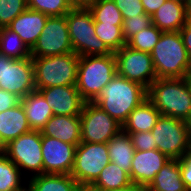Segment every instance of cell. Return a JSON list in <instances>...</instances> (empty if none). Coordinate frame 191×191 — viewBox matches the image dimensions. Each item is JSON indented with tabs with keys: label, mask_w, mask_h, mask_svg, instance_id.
<instances>
[{
	"label": "cell",
	"mask_w": 191,
	"mask_h": 191,
	"mask_svg": "<svg viewBox=\"0 0 191 191\" xmlns=\"http://www.w3.org/2000/svg\"><path fill=\"white\" fill-rule=\"evenodd\" d=\"M147 98L161 113L186 122L191 120V85L188 78H157Z\"/></svg>",
	"instance_id": "obj_1"
},
{
	"label": "cell",
	"mask_w": 191,
	"mask_h": 191,
	"mask_svg": "<svg viewBox=\"0 0 191 191\" xmlns=\"http://www.w3.org/2000/svg\"><path fill=\"white\" fill-rule=\"evenodd\" d=\"M146 98L147 89L144 86L117 74L94 102L123 125L130 112Z\"/></svg>",
	"instance_id": "obj_2"
},
{
	"label": "cell",
	"mask_w": 191,
	"mask_h": 191,
	"mask_svg": "<svg viewBox=\"0 0 191 191\" xmlns=\"http://www.w3.org/2000/svg\"><path fill=\"white\" fill-rule=\"evenodd\" d=\"M117 75L115 54L79 56L76 87L85 102H94Z\"/></svg>",
	"instance_id": "obj_3"
},
{
	"label": "cell",
	"mask_w": 191,
	"mask_h": 191,
	"mask_svg": "<svg viewBox=\"0 0 191 191\" xmlns=\"http://www.w3.org/2000/svg\"><path fill=\"white\" fill-rule=\"evenodd\" d=\"M157 78H187L191 63L179 31L162 32L150 53Z\"/></svg>",
	"instance_id": "obj_4"
},
{
	"label": "cell",
	"mask_w": 191,
	"mask_h": 191,
	"mask_svg": "<svg viewBox=\"0 0 191 191\" xmlns=\"http://www.w3.org/2000/svg\"><path fill=\"white\" fill-rule=\"evenodd\" d=\"M73 52L78 56L110 55L113 52L95 31L93 14L88 8L71 9L66 15Z\"/></svg>",
	"instance_id": "obj_5"
},
{
	"label": "cell",
	"mask_w": 191,
	"mask_h": 191,
	"mask_svg": "<svg viewBox=\"0 0 191 191\" xmlns=\"http://www.w3.org/2000/svg\"><path fill=\"white\" fill-rule=\"evenodd\" d=\"M35 88L76 85L79 56L75 53L32 58Z\"/></svg>",
	"instance_id": "obj_6"
},
{
	"label": "cell",
	"mask_w": 191,
	"mask_h": 191,
	"mask_svg": "<svg viewBox=\"0 0 191 191\" xmlns=\"http://www.w3.org/2000/svg\"><path fill=\"white\" fill-rule=\"evenodd\" d=\"M156 149L169 159H181L189 151V123L180 119L160 115L151 129Z\"/></svg>",
	"instance_id": "obj_7"
},
{
	"label": "cell",
	"mask_w": 191,
	"mask_h": 191,
	"mask_svg": "<svg viewBox=\"0 0 191 191\" xmlns=\"http://www.w3.org/2000/svg\"><path fill=\"white\" fill-rule=\"evenodd\" d=\"M41 147V131L31 130L11 140L1 151L20 171H30L33 173L30 177H34L43 174Z\"/></svg>",
	"instance_id": "obj_8"
},
{
	"label": "cell",
	"mask_w": 191,
	"mask_h": 191,
	"mask_svg": "<svg viewBox=\"0 0 191 191\" xmlns=\"http://www.w3.org/2000/svg\"><path fill=\"white\" fill-rule=\"evenodd\" d=\"M81 142L108 143L122 125L95 102H85L80 114Z\"/></svg>",
	"instance_id": "obj_9"
},
{
	"label": "cell",
	"mask_w": 191,
	"mask_h": 191,
	"mask_svg": "<svg viewBox=\"0 0 191 191\" xmlns=\"http://www.w3.org/2000/svg\"><path fill=\"white\" fill-rule=\"evenodd\" d=\"M0 89L20 99L36 90L32 57L12 59L0 53Z\"/></svg>",
	"instance_id": "obj_10"
},
{
	"label": "cell",
	"mask_w": 191,
	"mask_h": 191,
	"mask_svg": "<svg viewBox=\"0 0 191 191\" xmlns=\"http://www.w3.org/2000/svg\"><path fill=\"white\" fill-rule=\"evenodd\" d=\"M110 161L107 143L80 142L70 175L76 182L93 183Z\"/></svg>",
	"instance_id": "obj_11"
},
{
	"label": "cell",
	"mask_w": 191,
	"mask_h": 191,
	"mask_svg": "<svg viewBox=\"0 0 191 191\" xmlns=\"http://www.w3.org/2000/svg\"><path fill=\"white\" fill-rule=\"evenodd\" d=\"M74 53L65 16L48 17L42 34L31 49L32 58Z\"/></svg>",
	"instance_id": "obj_12"
},
{
	"label": "cell",
	"mask_w": 191,
	"mask_h": 191,
	"mask_svg": "<svg viewBox=\"0 0 191 191\" xmlns=\"http://www.w3.org/2000/svg\"><path fill=\"white\" fill-rule=\"evenodd\" d=\"M114 54L119 76L139 83L146 89L157 79L150 53L137 51L125 45Z\"/></svg>",
	"instance_id": "obj_13"
},
{
	"label": "cell",
	"mask_w": 191,
	"mask_h": 191,
	"mask_svg": "<svg viewBox=\"0 0 191 191\" xmlns=\"http://www.w3.org/2000/svg\"><path fill=\"white\" fill-rule=\"evenodd\" d=\"M41 143L43 174L70 175L77 146L42 134Z\"/></svg>",
	"instance_id": "obj_14"
},
{
	"label": "cell",
	"mask_w": 191,
	"mask_h": 191,
	"mask_svg": "<svg viewBox=\"0 0 191 191\" xmlns=\"http://www.w3.org/2000/svg\"><path fill=\"white\" fill-rule=\"evenodd\" d=\"M53 115L75 116L80 115L85 101L80 96L76 85L56 86L38 89Z\"/></svg>",
	"instance_id": "obj_15"
},
{
	"label": "cell",
	"mask_w": 191,
	"mask_h": 191,
	"mask_svg": "<svg viewBox=\"0 0 191 191\" xmlns=\"http://www.w3.org/2000/svg\"><path fill=\"white\" fill-rule=\"evenodd\" d=\"M168 160L170 159L158 149L135 150L129 174L132 184L138 187H148Z\"/></svg>",
	"instance_id": "obj_16"
},
{
	"label": "cell",
	"mask_w": 191,
	"mask_h": 191,
	"mask_svg": "<svg viewBox=\"0 0 191 191\" xmlns=\"http://www.w3.org/2000/svg\"><path fill=\"white\" fill-rule=\"evenodd\" d=\"M48 17L46 14L27 8L8 25V28L14 31L31 50L42 34Z\"/></svg>",
	"instance_id": "obj_17"
},
{
	"label": "cell",
	"mask_w": 191,
	"mask_h": 191,
	"mask_svg": "<svg viewBox=\"0 0 191 191\" xmlns=\"http://www.w3.org/2000/svg\"><path fill=\"white\" fill-rule=\"evenodd\" d=\"M80 115H53L41 130V134L77 146L81 142Z\"/></svg>",
	"instance_id": "obj_18"
},
{
	"label": "cell",
	"mask_w": 191,
	"mask_h": 191,
	"mask_svg": "<svg viewBox=\"0 0 191 191\" xmlns=\"http://www.w3.org/2000/svg\"><path fill=\"white\" fill-rule=\"evenodd\" d=\"M31 131L21 102L0 112V150L11 140Z\"/></svg>",
	"instance_id": "obj_19"
},
{
	"label": "cell",
	"mask_w": 191,
	"mask_h": 191,
	"mask_svg": "<svg viewBox=\"0 0 191 191\" xmlns=\"http://www.w3.org/2000/svg\"><path fill=\"white\" fill-rule=\"evenodd\" d=\"M151 18L152 24L162 32L180 31L189 20L186 14V6L171 0H166Z\"/></svg>",
	"instance_id": "obj_20"
},
{
	"label": "cell",
	"mask_w": 191,
	"mask_h": 191,
	"mask_svg": "<svg viewBox=\"0 0 191 191\" xmlns=\"http://www.w3.org/2000/svg\"><path fill=\"white\" fill-rule=\"evenodd\" d=\"M31 130L41 131L47 121L53 116V110L43 95L34 90L20 100Z\"/></svg>",
	"instance_id": "obj_21"
},
{
	"label": "cell",
	"mask_w": 191,
	"mask_h": 191,
	"mask_svg": "<svg viewBox=\"0 0 191 191\" xmlns=\"http://www.w3.org/2000/svg\"><path fill=\"white\" fill-rule=\"evenodd\" d=\"M160 115L161 113L146 98L130 112L127 120L122 125V130L126 133L151 131Z\"/></svg>",
	"instance_id": "obj_22"
},
{
	"label": "cell",
	"mask_w": 191,
	"mask_h": 191,
	"mask_svg": "<svg viewBox=\"0 0 191 191\" xmlns=\"http://www.w3.org/2000/svg\"><path fill=\"white\" fill-rule=\"evenodd\" d=\"M148 188L151 191H189L181 177L179 159L168 160Z\"/></svg>",
	"instance_id": "obj_23"
},
{
	"label": "cell",
	"mask_w": 191,
	"mask_h": 191,
	"mask_svg": "<svg viewBox=\"0 0 191 191\" xmlns=\"http://www.w3.org/2000/svg\"><path fill=\"white\" fill-rule=\"evenodd\" d=\"M107 147L111 162L130 174L135 149L129 134L121 129L108 141Z\"/></svg>",
	"instance_id": "obj_24"
},
{
	"label": "cell",
	"mask_w": 191,
	"mask_h": 191,
	"mask_svg": "<svg viewBox=\"0 0 191 191\" xmlns=\"http://www.w3.org/2000/svg\"><path fill=\"white\" fill-rule=\"evenodd\" d=\"M26 191H74L76 180L67 174H41L31 177Z\"/></svg>",
	"instance_id": "obj_25"
},
{
	"label": "cell",
	"mask_w": 191,
	"mask_h": 191,
	"mask_svg": "<svg viewBox=\"0 0 191 191\" xmlns=\"http://www.w3.org/2000/svg\"><path fill=\"white\" fill-rule=\"evenodd\" d=\"M93 183L102 191H107L128 187L132 184V181L128 172L110 161Z\"/></svg>",
	"instance_id": "obj_26"
},
{
	"label": "cell",
	"mask_w": 191,
	"mask_h": 191,
	"mask_svg": "<svg viewBox=\"0 0 191 191\" xmlns=\"http://www.w3.org/2000/svg\"><path fill=\"white\" fill-rule=\"evenodd\" d=\"M0 53L12 59L31 57V50L21 38L8 27L0 28Z\"/></svg>",
	"instance_id": "obj_27"
},
{
	"label": "cell",
	"mask_w": 191,
	"mask_h": 191,
	"mask_svg": "<svg viewBox=\"0 0 191 191\" xmlns=\"http://www.w3.org/2000/svg\"><path fill=\"white\" fill-rule=\"evenodd\" d=\"M22 183V172L0 150V191H26Z\"/></svg>",
	"instance_id": "obj_28"
},
{
	"label": "cell",
	"mask_w": 191,
	"mask_h": 191,
	"mask_svg": "<svg viewBox=\"0 0 191 191\" xmlns=\"http://www.w3.org/2000/svg\"><path fill=\"white\" fill-rule=\"evenodd\" d=\"M88 9L93 14L94 24L122 26V14L113 0H94Z\"/></svg>",
	"instance_id": "obj_29"
},
{
	"label": "cell",
	"mask_w": 191,
	"mask_h": 191,
	"mask_svg": "<svg viewBox=\"0 0 191 191\" xmlns=\"http://www.w3.org/2000/svg\"><path fill=\"white\" fill-rule=\"evenodd\" d=\"M161 34L162 31L151 24L131 37L126 45L137 51L151 53L154 46L158 43Z\"/></svg>",
	"instance_id": "obj_30"
},
{
	"label": "cell",
	"mask_w": 191,
	"mask_h": 191,
	"mask_svg": "<svg viewBox=\"0 0 191 191\" xmlns=\"http://www.w3.org/2000/svg\"><path fill=\"white\" fill-rule=\"evenodd\" d=\"M97 37L113 52H117L126 45L122 26L112 24H94Z\"/></svg>",
	"instance_id": "obj_31"
},
{
	"label": "cell",
	"mask_w": 191,
	"mask_h": 191,
	"mask_svg": "<svg viewBox=\"0 0 191 191\" xmlns=\"http://www.w3.org/2000/svg\"><path fill=\"white\" fill-rule=\"evenodd\" d=\"M28 8L49 17L65 16L72 9L66 0H27Z\"/></svg>",
	"instance_id": "obj_32"
},
{
	"label": "cell",
	"mask_w": 191,
	"mask_h": 191,
	"mask_svg": "<svg viewBox=\"0 0 191 191\" xmlns=\"http://www.w3.org/2000/svg\"><path fill=\"white\" fill-rule=\"evenodd\" d=\"M27 8V0H0V28L8 27Z\"/></svg>",
	"instance_id": "obj_33"
},
{
	"label": "cell",
	"mask_w": 191,
	"mask_h": 191,
	"mask_svg": "<svg viewBox=\"0 0 191 191\" xmlns=\"http://www.w3.org/2000/svg\"><path fill=\"white\" fill-rule=\"evenodd\" d=\"M152 24V18L150 14L143 13L131 18L123 19L122 29L123 36L127 42L137 32H141L144 28L149 27Z\"/></svg>",
	"instance_id": "obj_34"
},
{
	"label": "cell",
	"mask_w": 191,
	"mask_h": 191,
	"mask_svg": "<svg viewBox=\"0 0 191 191\" xmlns=\"http://www.w3.org/2000/svg\"><path fill=\"white\" fill-rule=\"evenodd\" d=\"M135 150L146 151L156 149L151 131L128 133Z\"/></svg>",
	"instance_id": "obj_35"
},
{
	"label": "cell",
	"mask_w": 191,
	"mask_h": 191,
	"mask_svg": "<svg viewBox=\"0 0 191 191\" xmlns=\"http://www.w3.org/2000/svg\"><path fill=\"white\" fill-rule=\"evenodd\" d=\"M120 10L123 19L131 18L145 13L140 0H113Z\"/></svg>",
	"instance_id": "obj_36"
},
{
	"label": "cell",
	"mask_w": 191,
	"mask_h": 191,
	"mask_svg": "<svg viewBox=\"0 0 191 191\" xmlns=\"http://www.w3.org/2000/svg\"><path fill=\"white\" fill-rule=\"evenodd\" d=\"M181 177L185 184V187L191 191V153H186L181 159H179Z\"/></svg>",
	"instance_id": "obj_37"
},
{
	"label": "cell",
	"mask_w": 191,
	"mask_h": 191,
	"mask_svg": "<svg viewBox=\"0 0 191 191\" xmlns=\"http://www.w3.org/2000/svg\"><path fill=\"white\" fill-rule=\"evenodd\" d=\"M20 98L9 91L0 89V112L11 109L20 103Z\"/></svg>",
	"instance_id": "obj_38"
},
{
	"label": "cell",
	"mask_w": 191,
	"mask_h": 191,
	"mask_svg": "<svg viewBox=\"0 0 191 191\" xmlns=\"http://www.w3.org/2000/svg\"><path fill=\"white\" fill-rule=\"evenodd\" d=\"M183 44L186 47L187 54L191 63V21L188 20L187 23L179 31Z\"/></svg>",
	"instance_id": "obj_39"
},
{
	"label": "cell",
	"mask_w": 191,
	"mask_h": 191,
	"mask_svg": "<svg viewBox=\"0 0 191 191\" xmlns=\"http://www.w3.org/2000/svg\"><path fill=\"white\" fill-rule=\"evenodd\" d=\"M145 13L151 16L165 3L166 0H140Z\"/></svg>",
	"instance_id": "obj_40"
},
{
	"label": "cell",
	"mask_w": 191,
	"mask_h": 191,
	"mask_svg": "<svg viewBox=\"0 0 191 191\" xmlns=\"http://www.w3.org/2000/svg\"><path fill=\"white\" fill-rule=\"evenodd\" d=\"M74 191H102L97 185L91 182H77Z\"/></svg>",
	"instance_id": "obj_41"
},
{
	"label": "cell",
	"mask_w": 191,
	"mask_h": 191,
	"mask_svg": "<svg viewBox=\"0 0 191 191\" xmlns=\"http://www.w3.org/2000/svg\"><path fill=\"white\" fill-rule=\"evenodd\" d=\"M72 9L88 8L94 0H66Z\"/></svg>",
	"instance_id": "obj_42"
},
{
	"label": "cell",
	"mask_w": 191,
	"mask_h": 191,
	"mask_svg": "<svg viewBox=\"0 0 191 191\" xmlns=\"http://www.w3.org/2000/svg\"><path fill=\"white\" fill-rule=\"evenodd\" d=\"M137 188H138L137 185L131 184L128 187H123V188H120V189H112V190H107V191H136Z\"/></svg>",
	"instance_id": "obj_43"
},
{
	"label": "cell",
	"mask_w": 191,
	"mask_h": 191,
	"mask_svg": "<svg viewBox=\"0 0 191 191\" xmlns=\"http://www.w3.org/2000/svg\"><path fill=\"white\" fill-rule=\"evenodd\" d=\"M185 6H186L187 17L188 19H190L191 18V0H187Z\"/></svg>",
	"instance_id": "obj_44"
},
{
	"label": "cell",
	"mask_w": 191,
	"mask_h": 191,
	"mask_svg": "<svg viewBox=\"0 0 191 191\" xmlns=\"http://www.w3.org/2000/svg\"><path fill=\"white\" fill-rule=\"evenodd\" d=\"M136 191H151L148 187H138Z\"/></svg>",
	"instance_id": "obj_45"
},
{
	"label": "cell",
	"mask_w": 191,
	"mask_h": 191,
	"mask_svg": "<svg viewBox=\"0 0 191 191\" xmlns=\"http://www.w3.org/2000/svg\"><path fill=\"white\" fill-rule=\"evenodd\" d=\"M171 1L179 2V3H181V4L186 5V1H187V0H171Z\"/></svg>",
	"instance_id": "obj_46"
},
{
	"label": "cell",
	"mask_w": 191,
	"mask_h": 191,
	"mask_svg": "<svg viewBox=\"0 0 191 191\" xmlns=\"http://www.w3.org/2000/svg\"><path fill=\"white\" fill-rule=\"evenodd\" d=\"M188 80H189V82H190V85H191V67H190V70H189V73H188Z\"/></svg>",
	"instance_id": "obj_47"
},
{
	"label": "cell",
	"mask_w": 191,
	"mask_h": 191,
	"mask_svg": "<svg viewBox=\"0 0 191 191\" xmlns=\"http://www.w3.org/2000/svg\"><path fill=\"white\" fill-rule=\"evenodd\" d=\"M188 153H191V131H190V141H189V151Z\"/></svg>",
	"instance_id": "obj_48"
},
{
	"label": "cell",
	"mask_w": 191,
	"mask_h": 191,
	"mask_svg": "<svg viewBox=\"0 0 191 191\" xmlns=\"http://www.w3.org/2000/svg\"><path fill=\"white\" fill-rule=\"evenodd\" d=\"M188 123H189V129L191 131V120Z\"/></svg>",
	"instance_id": "obj_49"
}]
</instances>
